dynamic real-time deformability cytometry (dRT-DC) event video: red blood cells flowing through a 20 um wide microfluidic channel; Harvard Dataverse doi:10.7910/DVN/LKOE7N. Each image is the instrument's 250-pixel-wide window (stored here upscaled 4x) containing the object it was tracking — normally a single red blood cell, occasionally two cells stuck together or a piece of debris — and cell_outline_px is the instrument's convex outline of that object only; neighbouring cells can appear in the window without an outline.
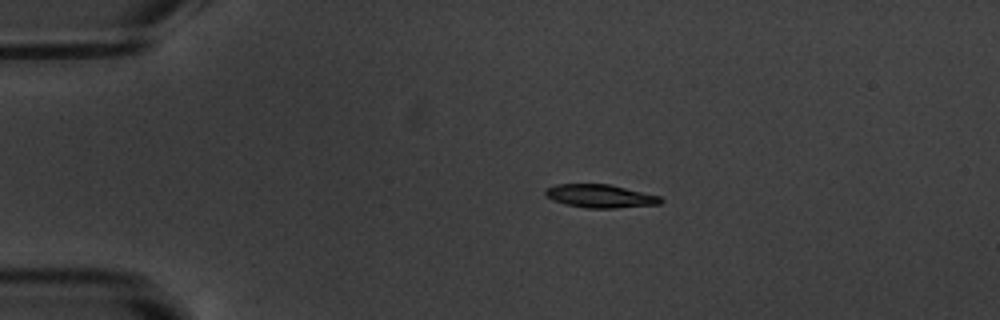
{"species": "common noctule bat (a hibernating species)", "species_latin": "Nyctalus noctula", "temperature_condition": "warm", "stored_images_in_passage": 4, "camera_frame_rate_fps": 3000, "um_per_image_px": 0.085, "animal": {"sex": "male", "body_mass_g": 20.1, "forearm_length_mm": 53.5}, "frame": {"image": 1, "passage_image": 3, "time_ms": 2.333, "image_size_px": [1000, 320], "cell_outline_px": [[664, 200], [660, 204], [616, 208], [584, 208], [564, 204], [552, 200], [544, 196], [544, 188], [556, 184], [608, 184], [660, 196]], "centroid_in_image_um": [50.96, 16.67], "position_along_channel_um": 34.0, "area_um2": 15.78}}